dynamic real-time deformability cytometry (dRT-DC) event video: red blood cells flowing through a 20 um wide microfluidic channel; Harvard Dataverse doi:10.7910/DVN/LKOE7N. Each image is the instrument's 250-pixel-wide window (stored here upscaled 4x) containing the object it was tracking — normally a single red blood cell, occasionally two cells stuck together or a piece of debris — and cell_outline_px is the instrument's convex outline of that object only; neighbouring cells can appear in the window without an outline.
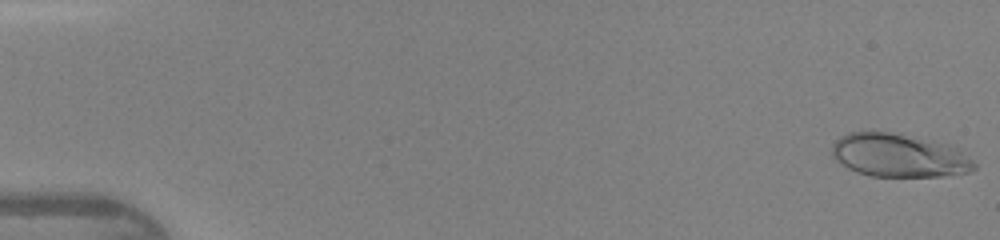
{"species": "human", "species_latin": "Homo sapiens", "temperature_condition": "warm", "stored_images_in_passage": 12, "camera_frame_rate_fps": 3000, "um_per_image_px": 0.085, "donor": {"sex": "female"}, "frame": {"image": 1, "passage_image": 1, "time_ms": 0.0, "image_size_px": [1000, 240], "cell_outline_px": [[976, 168], [968, 172], [940, 176], [872, 176], [856, 172], [840, 164], [832, 156], [832, 144], [840, 136], [848, 132], [872, 128], [944, 144], [956, 148], [972, 160], [976, 164]], "centroid_in_image_um": [76.31, 13.19], "position_along_channel_um": 8.7, "area_um2": 36.01}}